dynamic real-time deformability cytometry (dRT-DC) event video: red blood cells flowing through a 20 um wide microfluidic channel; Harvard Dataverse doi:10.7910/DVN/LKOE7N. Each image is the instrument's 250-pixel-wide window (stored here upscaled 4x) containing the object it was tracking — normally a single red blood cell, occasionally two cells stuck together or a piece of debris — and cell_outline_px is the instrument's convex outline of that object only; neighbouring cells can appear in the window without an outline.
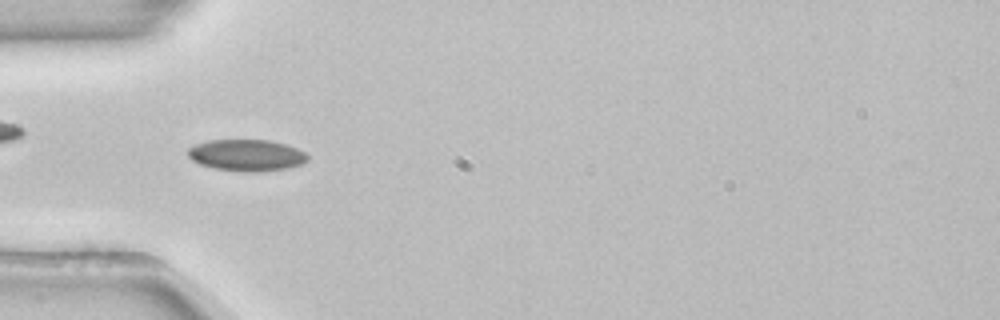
{"species": "common noctule bat (a hibernating species)", "species_latin": "Nyctalus noctula", "temperature_condition": "room temperature", "stored_images_in_passage": 52, "camera_frame_rate_fps": 3000, "um_per_image_px": 0.085, "animal": {"sex": "female", "body_mass_g": 22.7, "forearm_length_mm": 54.2}, "frame": {"image": 1, "passage_image": 16, "time_ms": 5.0, "image_size_px": [1000, 320], "cell_outline_px": [[308, 160], [300, 164], [288, 168], [260, 172], [240, 172], [216, 168], [200, 164], [192, 160], [188, 156], [188, 148], [196, 144], [208, 140], [268, 140], [284, 144], [296, 148], [304, 152], [308, 156]], "centroid_in_image_um": [20.95, 13.2], "position_along_channel_um": 64.1, "area_um2": 21.96}}